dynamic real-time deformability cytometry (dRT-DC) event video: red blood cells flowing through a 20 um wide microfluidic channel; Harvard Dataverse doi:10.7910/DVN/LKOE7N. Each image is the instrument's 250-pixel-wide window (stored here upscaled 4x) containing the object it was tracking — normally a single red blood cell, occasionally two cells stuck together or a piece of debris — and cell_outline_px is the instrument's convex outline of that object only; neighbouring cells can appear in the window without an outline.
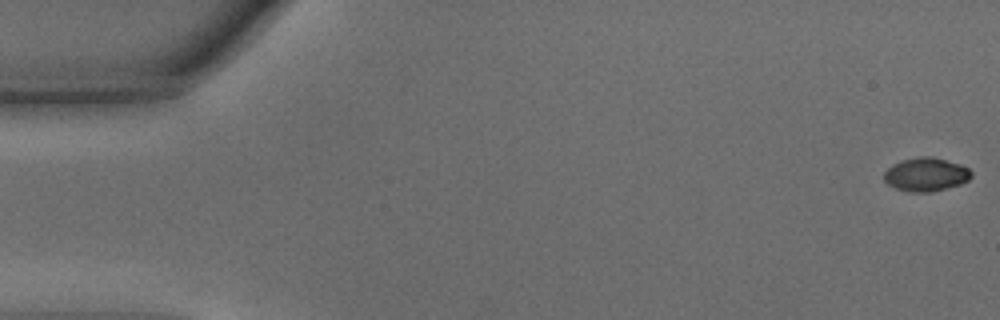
{"species": "common noctule bat (a hibernating species)", "species_latin": "Nyctalus noctula", "temperature_condition": "warm", "stored_images_in_passage": 17, "camera_frame_rate_fps": 3000, "um_per_image_px": 0.085, "animal": {"sex": "male", "body_mass_g": 15.6}, "frame": {"image": 1, "passage_image": 1, "time_ms": 0.0, "image_size_px": [1000, 320], "cell_outline_px": [[972, 176], [968, 180], [960, 184], [932, 192], [908, 192], [896, 188], [888, 184], [884, 180], [884, 172], [888, 168], [904, 160], [920, 156], [928, 156], [960, 164], [968, 168], [972, 172]], "centroid_in_image_um": [78.72, 14.85], "position_along_channel_um": 6.3, "area_um2": 16.82}}
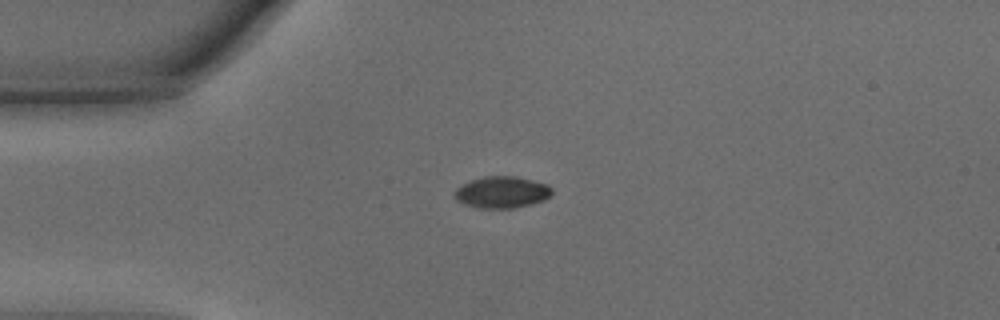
{"frame": {"image": 2, "passage_image": 12, "time_ms": 3.667, "image_size_px": [1000, 320], "cell_outline_px": [[552, 196], [544, 200], [532, 204], [512, 208], [476, 208], [464, 204], [456, 200], [452, 196], [452, 192], [456, 188], [472, 180], [484, 176], [512, 176], [548, 184], [552, 188]], "centroid_in_image_um": [42.64, 16.35], "position_along_channel_um": 42.4, "area_um2": 18.09}}
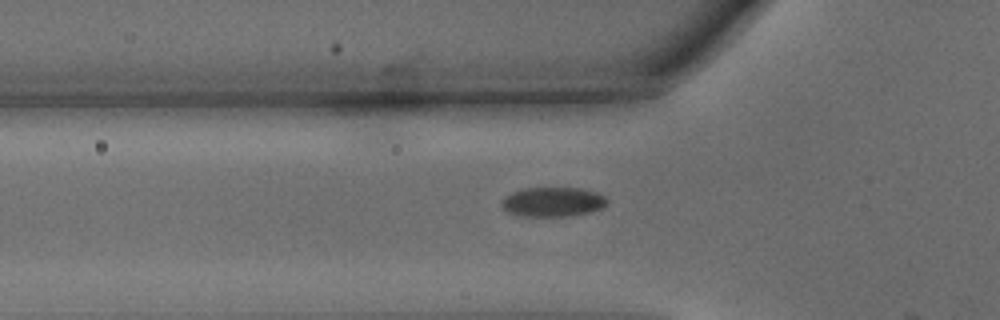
{"frame": {"image": 3, "passage_image": 16, "time_ms": 5.0, "image_size_px": [1000, 320], "cell_outline_px": [[608, 200], [600, 208], [588, 212], [568, 216], [524, 216], [508, 212], [500, 204], [500, 200], [504, 196], [512, 192], [524, 188], [580, 188], [596, 192], [604, 196]], "centroid_in_image_um": [46.93, 17.15], "position_along_channel_um": 78.9, "area_um2": 17.98}}